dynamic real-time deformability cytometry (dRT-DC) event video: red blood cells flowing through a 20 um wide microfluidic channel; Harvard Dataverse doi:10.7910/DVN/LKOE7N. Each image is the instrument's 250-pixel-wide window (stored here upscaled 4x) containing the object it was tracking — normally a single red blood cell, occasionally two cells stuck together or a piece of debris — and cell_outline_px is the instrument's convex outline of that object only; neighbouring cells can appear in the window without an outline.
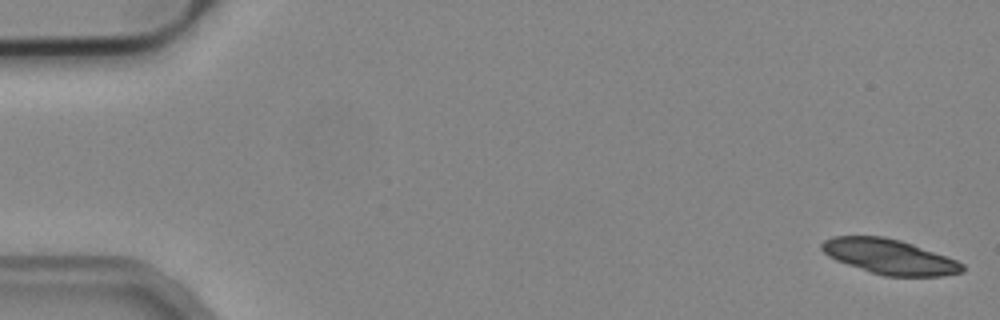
{"species": "common noctule bat (a hibernating species)", "species_latin": "Nyctalus noctula", "temperature_condition": "cold", "stored_images_in_passage": 54, "segment_of_instrument_passage": [1, 2], "camera_frame_rate_fps": 3000, "um_per_image_px": 0.085, "animal": {"sex": "male", "body_mass_g": 19.2, "forearm_length_mm": 51.8}, "frame": {"image": 1, "passage_image": 1, "time_ms": 0.0, "image_size_px": [1000, 320], "cell_outline_px": [[964, 272], [940, 276], [884, 276], [836, 260], [828, 256], [820, 248], [820, 244], [824, 240], [832, 236], [884, 236], [900, 240], [912, 244], [956, 260], [964, 264]], "centroid_in_image_um": [75.59, 21.81], "position_along_channel_um": 9.4, "area_um2": 28.44}}